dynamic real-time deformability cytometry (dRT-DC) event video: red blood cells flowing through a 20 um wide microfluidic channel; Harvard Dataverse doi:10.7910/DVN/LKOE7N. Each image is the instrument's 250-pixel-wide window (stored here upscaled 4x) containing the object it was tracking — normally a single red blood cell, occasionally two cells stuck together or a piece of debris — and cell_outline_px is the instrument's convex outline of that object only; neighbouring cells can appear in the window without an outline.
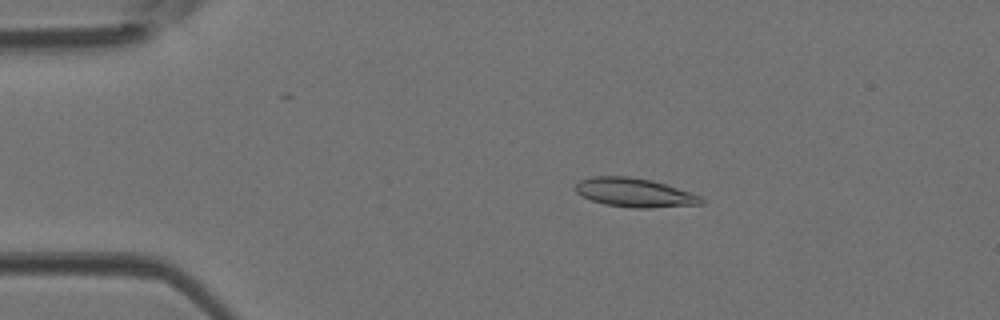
{"species": "Egyptian fruit bat (a non-hibernating species)", "species_latin": "Rousettus aegyptiacus", "temperature_condition": "room temperature", "stored_images_in_passage": 45, "camera_frame_rate_fps": 3000, "um_per_image_px": 0.085, "animal": {"sex": "female"}, "frame": {"image": 1, "passage_image": 9, "time_ms": 2.667, "image_size_px": [1000, 320], "cell_outline_px": [[704, 204], [652, 208], [632, 208], [604, 204], [580, 196], [572, 188], [580, 180], [592, 176], [628, 176], [652, 180], [700, 196], [704, 200]], "centroid_in_image_um": [53.88, 16.37], "position_along_channel_um": 31.1, "area_um2": 21.27}}
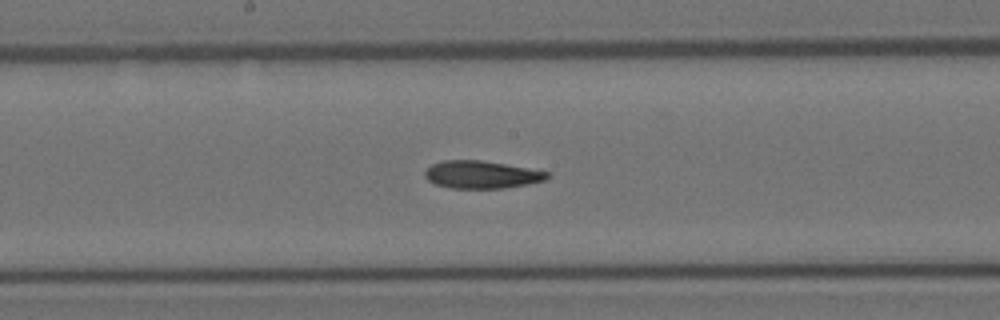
{"frame": {"image": 2, "passage_image": 24, "time_ms": 7.667, "image_size_px": [1000, 320], "cell_outline_px": [[548, 176], [544, 180], [528, 184], [504, 188], [452, 188], [436, 184], [428, 180], [424, 176], [424, 172], [432, 164], [444, 160], [480, 160], [504, 164], [548, 172]], "centroid_in_image_um": [40.89, 14.84], "position_along_channel_um": 207.3, "area_um2": 19.36}}
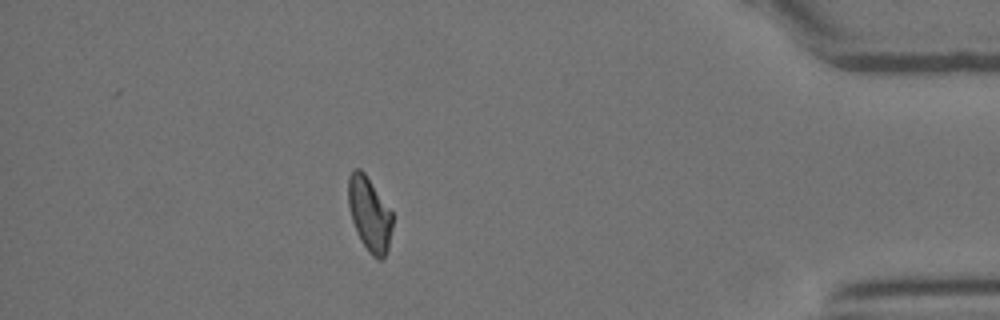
{"frame": {"image": 3, "passage_image": 40, "time_ms": 13.0, "image_size_px": [1000, 320], "cell_outline_px": [[392, 228], [388, 248], [384, 260], [376, 260], [368, 252], [360, 240], [356, 232], [352, 220], [348, 204], [348, 176], [352, 168], [360, 168], [364, 172], [392, 212]], "centroid_in_image_um": [31.39, 18.22], "position_along_channel_um": 403.8, "area_um2": 19.31}}